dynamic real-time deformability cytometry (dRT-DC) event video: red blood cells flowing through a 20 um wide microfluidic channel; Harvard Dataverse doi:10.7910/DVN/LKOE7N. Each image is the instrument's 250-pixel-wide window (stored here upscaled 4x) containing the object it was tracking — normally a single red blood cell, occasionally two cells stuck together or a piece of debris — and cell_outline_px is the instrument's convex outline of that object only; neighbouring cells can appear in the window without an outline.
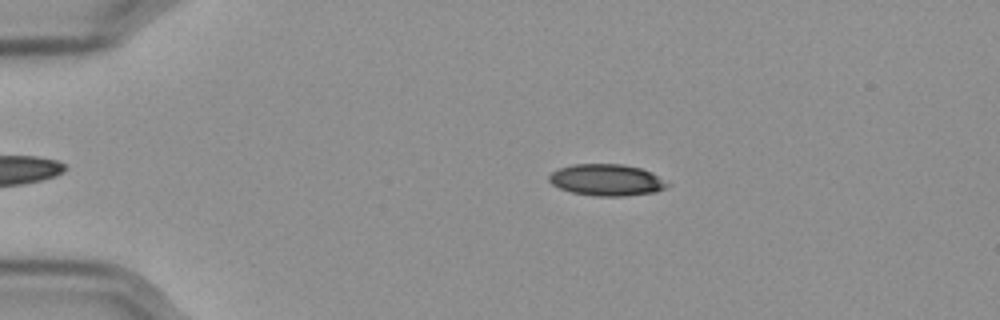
{"species": "Egyptian fruit bat (a non-hibernating species)", "species_latin": "Rousettus aegyptiacus", "temperature_condition": "cold", "stored_images_in_passage": 46, "camera_frame_rate_fps": 3000, "um_per_image_px": 0.085, "frame": {"image": 1, "passage_image": 1, "time_ms": 0.0, "image_size_px": [1000, 320], "cell_outline_px": [[672, 184], [656, 192], [624, 196], [592, 196], [572, 192], [560, 188], [552, 184], [548, 180], [548, 176], [552, 172], [560, 168], [572, 164], [624, 164], [640, 168], [652, 172]], "centroid_in_image_um": [51.59, 15.3], "position_along_channel_um": 33.4, "area_um2": 21.91}}
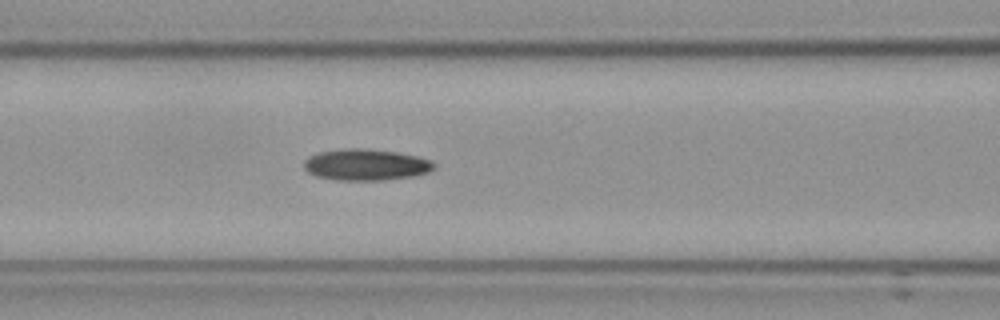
{"frame": {"image": 2, "passage_image": 14, "time_ms": 4.333, "image_size_px": [1000, 320], "cell_outline_px": [[436, 168], [428, 172], [412, 176], [384, 180], [336, 180], [316, 176], [308, 172], [304, 168], [304, 160], [308, 156], [320, 152], [344, 148], [360, 148], [396, 152], [416, 156], [432, 160], [436, 164]], "centroid_in_image_um": [31.1, 14.0], "position_along_channel_um": 135.5, "area_um2": 23.81}}
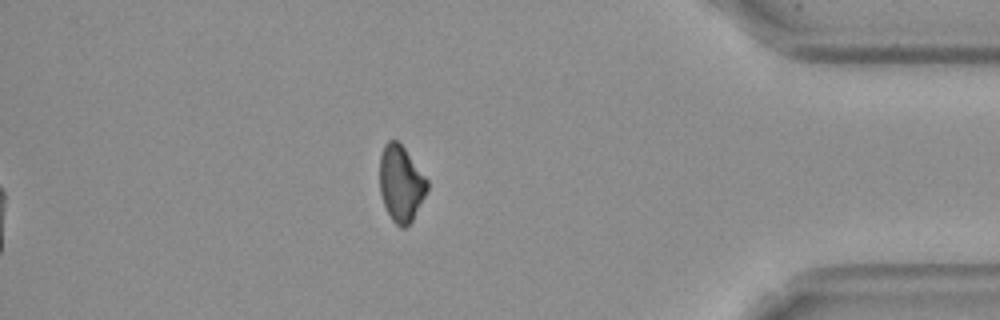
{"frame": {"image": 3, "passage_image": 39, "time_ms": 12.667, "image_size_px": [1000, 320], "cell_outline_px": [[428, 188], [412, 220], [404, 228], [400, 228], [392, 220], [384, 204], [380, 192], [380, 156], [384, 144], [388, 140], [396, 140], [404, 148], [428, 180]], "centroid_in_image_um": [34.07, 15.59], "position_along_channel_um": 401.1, "area_um2": 20.75}}